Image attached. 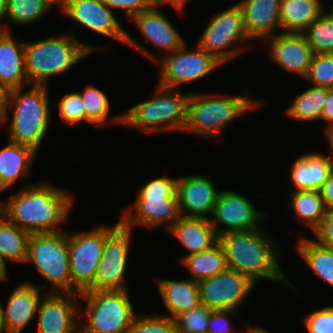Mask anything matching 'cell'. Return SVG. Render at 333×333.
<instances>
[{
  "mask_svg": "<svg viewBox=\"0 0 333 333\" xmlns=\"http://www.w3.org/2000/svg\"><path fill=\"white\" fill-rule=\"evenodd\" d=\"M148 4L151 8H160L163 5H170L174 9L178 10V12L182 11L187 0H147ZM160 6V7H159Z\"/></svg>",
  "mask_w": 333,
  "mask_h": 333,
  "instance_id": "obj_47",
  "label": "cell"
},
{
  "mask_svg": "<svg viewBox=\"0 0 333 333\" xmlns=\"http://www.w3.org/2000/svg\"><path fill=\"white\" fill-rule=\"evenodd\" d=\"M214 14L206 25L197 45L224 65L235 59L237 55L246 52L245 50L249 48L246 44L252 40L246 32L243 11L238 3ZM233 43L241 45L232 48Z\"/></svg>",
  "mask_w": 333,
  "mask_h": 333,
  "instance_id": "obj_11",
  "label": "cell"
},
{
  "mask_svg": "<svg viewBox=\"0 0 333 333\" xmlns=\"http://www.w3.org/2000/svg\"><path fill=\"white\" fill-rule=\"evenodd\" d=\"M210 313L203 304L180 313L174 318L177 333H208Z\"/></svg>",
  "mask_w": 333,
  "mask_h": 333,
  "instance_id": "obj_38",
  "label": "cell"
},
{
  "mask_svg": "<svg viewBox=\"0 0 333 333\" xmlns=\"http://www.w3.org/2000/svg\"><path fill=\"white\" fill-rule=\"evenodd\" d=\"M6 96L7 90L0 85V125L6 112Z\"/></svg>",
  "mask_w": 333,
  "mask_h": 333,
  "instance_id": "obj_48",
  "label": "cell"
},
{
  "mask_svg": "<svg viewBox=\"0 0 333 333\" xmlns=\"http://www.w3.org/2000/svg\"><path fill=\"white\" fill-rule=\"evenodd\" d=\"M159 9L150 8L142 11L130 20L134 21L140 30L139 33L146 41L154 44L158 50L167 51V53H161L164 56L182 47L186 41Z\"/></svg>",
  "mask_w": 333,
  "mask_h": 333,
  "instance_id": "obj_22",
  "label": "cell"
},
{
  "mask_svg": "<svg viewBox=\"0 0 333 333\" xmlns=\"http://www.w3.org/2000/svg\"><path fill=\"white\" fill-rule=\"evenodd\" d=\"M0 333H7V329L4 321V307L0 300Z\"/></svg>",
  "mask_w": 333,
  "mask_h": 333,
  "instance_id": "obj_50",
  "label": "cell"
},
{
  "mask_svg": "<svg viewBox=\"0 0 333 333\" xmlns=\"http://www.w3.org/2000/svg\"><path fill=\"white\" fill-rule=\"evenodd\" d=\"M321 121H325L324 134L327 139L333 138V89L328 88V97L324 103Z\"/></svg>",
  "mask_w": 333,
  "mask_h": 333,
  "instance_id": "obj_45",
  "label": "cell"
},
{
  "mask_svg": "<svg viewBox=\"0 0 333 333\" xmlns=\"http://www.w3.org/2000/svg\"><path fill=\"white\" fill-rule=\"evenodd\" d=\"M332 154L325 156L318 152H307L295 159L290 169V179L294 191H320L333 172V138L327 139Z\"/></svg>",
  "mask_w": 333,
  "mask_h": 333,
  "instance_id": "obj_21",
  "label": "cell"
},
{
  "mask_svg": "<svg viewBox=\"0 0 333 333\" xmlns=\"http://www.w3.org/2000/svg\"><path fill=\"white\" fill-rule=\"evenodd\" d=\"M83 99V106L86 113V122L97 128L108 125H122L123 114L115 115L109 119L110 101L108 96L99 88L89 84L79 91Z\"/></svg>",
  "mask_w": 333,
  "mask_h": 333,
  "instance_id": "obj_34",
  "label": "cell"
},
{
  "mask_svg": "<svg viewBox=\"0 0 333 333\" xmlns=\"http://www.w3.org/2000/svg\"><path fill=\"white\" fill-rule=\"evenodd\" d=\"M30 233L0 214V265L7 271L6 261L25 263Z\"/></svg>",
  "mask_w": 333,
  "mask_h": 333,
  "instance_id": "obj_29",
  "label": "cell"
},
{
  "mask_svg": "<svg viewBox=\"0 0 333 333\" xmlns=\"http://www.w3.org/2000/svg\"><path fill=\"white\" fill-rule=\"evenodd\" d=\"M125 333H177L174 318L162 314H136Z\"/></svg>",
  "mask_w": 333,
  "mask_h": 333,
  "instance_id": "obj_37",
  "label": "cell"
},
{
  "mask_svg": "<svg viewBox=\"0 0 333 333\" xmlns=\"http://www.w3.org/2000/svg\"><path fill=\"white\" fill-rule=\"evenodd\" d=\"M291 194V201L287 207L290 206L295 215L313 233L320 226L328 211L320 191L299 190L292 191Z\"/></svg>",
  "mask_w": 333,
  "mask_h": 333,
  "instance_id": "obj_32",
  "label": "cell"
},
{
  "mask_svg": "<svg viewBox=\"0 0 333 333\" xmlns=\"http://www.w3.org/2000/svg\"><path fill=\"white\" fill-rule=\"evenodd\" d=\"M320 194L327 210H333V172L321 187Z\"/></svg>",
  "mask_w": 333,
  "mask_h": 333,
  "instance_id": "obj_46",
  "label": "cell"
},
{
  "mask_svg": "<svg viewBox=\"0 0 333 333\" xmlns=\"http://www.w3.org/2000/svg\"><path fill=\"white\" fill-rule=\"evenodd\" d=\"M200 303L211 310H236L257 286L247 275L226 269L198 282Z\"/></svg>",
  "mask_w": 333,
  "mask_h": 333,
  "instance_id": "obj_14",
  "label": "cell"
},
{
  "mask_svg": "<svg viewBox=\"0 0 333 333\" xmlns=\"http://www.w3.org/2000/svg\"><path fill=\"white\" fill-rule=\"evenodd\" d=\"M25 88H29V90L27 89L23 93ZM48 89V85L32 84L10 89L6 96V112L1 125L9 120V108L13 109L8 128V140L29 147L36 153H38L51 123Z\"/></svg>",
  "mask_w": 333,
  "mask_h": 333,
  "instance_id": "obj_3",
  "label": "cell"
},
{
  "mask_svg": "<svg viewBox=\"0 0 333 333\" xmlns=\"http://www.w3.org/2000/svg\"><path fill=\"white\" fill-rule=\"evenodd\" d=\"M313 234L318 243L333 249V210L327 211L320 226L313 232Z\"/></svg>",
  "mask_w": 333,
  "mask_h": 333,
  "instance_id": "obj_44",
  "label": "cell"
},
{
  "mask_svg": "<svg viewBox=\"0 0 333 333\" xmlns=\"http://www.w3.org/2000/svg\"><path fill=\"white\" fill-rule=\"evenodd\" d=\"M304 79L313 86L333 89V54H313Z\"/></svg>",
  "mask_w": 333,
  "mask_h": 333,
  "instance_id": "obj_39",
  "label": "cell"
},
{
  "mask_svg": "<svg viewBox=\"0 0 333 333\" xmlns=\"http://www.w3.org/2000/svg\"><path fill=\"white\" fill-rule=\"evenodd\" d=\"M265 40L272 62L289 74L306 77L314 53L303 34L280 32Z\"/></svg>",
  "mask_w": 333,
  "mask_h": 333,
  "instance_id": "obj_18",
  "label": "cell"
},
{
  "mask_svg": "<svg viewBox=\"0 0 333 333\" xmlns=\"http://www.w3.org/2000/svg\"><path fill=\"white\" fill-rule=\"evenodd\" d=\"M219 192L210 178L189 175L177 178V195L181 216L207 218L211 215Z\"/></svg>",
  "mask_w": 333,
  "mask_h": 333,
  "instance_id": "obj_19",
  "label": "cell"
},
{
  "mask_svg": "<svg viewBox=\"0 0 333 333\" xmlns=\"http://www.w3.org/2000/svg\"><path fill=\"white\" fill-rule=\"evenodd\" d=\"M236 310H211L208 333H233V325L229 317L235 316Z\"/></svg>",
  "mask_w": 333,
  "mask_h": 333,
  "instance_id": "obj_42",
  "label": "cell"
},
{
  "mask_svg": "<svg viewBox=\"0 0 333 333\" xmlns=\"http://www.w3.org/2000/svg\"><path fill=\"white\" fill-rule=\"evenodd\" d=\"M328 97V88L316 87L310 88L296 95L284 115L287 118L299 122H313L321 119L324 103Z\"/></svg>",
  "mask_w": 333,
  "mask_h": 333,
  "instance_id": "obj_31",
  "label": "cell"
},
{
  "mask_svg": "<svg viewBox=\"0 0 333 333\" xmlns=\"http://www.w3.org/2000/svg\"><path fill=\"white\" fill-rule=\"evenodd\" d=\"M104 244L105 225L86 232H68L71 293L81 294L95 284Z\"/></svg>",
  "mask_w": 333,
  "mask_h": 333,
  "instance_id": "obj_12",
  "label": "cell"
},
{
  "mask_svg": "<svg viewBox=\"0 0 333 333\" xmlns=\"http://www.w3.org/2000/svg\"><path fill=\"white\" fill-rule=\"evenodd\" d=\"M190 92L167 88L159 84L150 99L123 112V125L146 134L165 131L183 132L186 123L187 101Z\"/></svg>",
  "mask_w": 333,
  "mask_h": 333,
  "instance_id": "obj_7",
  "label": "cell"
},
{
  "mask_svg": "<svg viewBox=\"0 0 333 333\" xmlns=\"http://www.w3.org/2000/svg\"><path fill=\"white\" fill-rule=\"evenodd\" d=\"M68 31L45 40L24 41L25 67L29 84L47 85L48 78L67 73L82 58L98 50H109L80 42Z\"/></svg>",
  "mask_w": 333,
  "mask_h": 333,
  "instance_id": "obj_5",
  "label": "cell"
},
{
  "mask_svg": "<svg viewBox=\"0 0 333 333\" xmlns=\"http://www.w3.org/2000/svg\"><path fill=\"white\" fill-rule=\"evenodd\" d=\"M132 232L120 220L112 227L105 225V244L95 284L88 291L128 289L124 282Z\"/></svg>",
  "mask_w": 333,
  "mask_h": 333,
  "instance_id": "obj_13",
  "label": "cell"
},
{
  "mask_svg": "<svg viewBox=\"0 0 333 333\" xmlns=\"http://www.w3.org/2000/svg\"><path fill=\"white\" fill-rule=\"evenodd\" d=\"M73 195L50 181L28 183L1 201V214L30 234L59 232L71 214Z\"/></svg>",
  "mask_w": 333,
  "mask_h": 333,
  "instance_id": "obj_1",
  "label": "cell"
},
{
  "mask_svg": "<svg viewBox=\"0 0 333 333\" xmlns=\"http://www.w3.org/2000/svg\"><path fill=\"white\" fill-rule=\"evenodd\" d=\"M314 54H333V14L323 12L302 33Z\"/></svg>",
  "mask_w": 333,
  "mask_h": 333,
  "instance_id": "obj_35",
  "label": "cell"
},
{
  "mask_svg": "<svg viewBox=\"0 0 333 333\" xmlns=\"http://www.w3.org/2000/svg\"><path fill=\"white\" fill-rule=\"evenodd\" d=\"M36 155L31 148L8 140V144L0 149V192L12 186L19 178L28 176Z\"/></svg>",
  "mask_w": 333,
  "mask_h": 333,
  "instance_id": "obj_28",
  "label": "cell"
},
{
  "mask_svg": "<svg viewBox=\"0 0 333 333\" xmlns=\"http://www.w3.org/2000/svg\"><path fill=\"white\" fill-rule=\"evenodd\" d=\"M211 215L213 217L209 216V221L217 236L230 232L260 229L262 227L259 223L266 216L257 210L248 197L234 190L219 192ZM221 226L226 228H221Z\"/></svg>",
  "mask_w": 333,
  "mask_h": 333,
  "instance_id": "obj_15",
  "label": "cell"
},
{
  "mask_svg": "<svg viewBox=\"0 0 333 333\" xmlns=\"http://www.w3.org/2000/svg\"><path fill=\"white\" fill-rule=\"evenodd\" d=\"M80 298L87 303L80 309V318L86 316L80 333H125L136 316L128 289L86 291Z\"/></svg>",
  "mask_w": 333,
  "mask_h": 333,
  "instance_id": "obj_10",
  "label": "cell"
},
{
  "mask_svg": "<svg viewBox=\"0 0 333 333\" xmlns=\"http://www.w3.org/2000/svg\"><path fill=\"white\" fill-rule=\"evenodd\" d=\"M156 63L161 68L159 85L179 89L181 85L197 81L223 64L213 55L196 45L188 52L186 43L179 49L157 58L126 32L125 44Z\"/></svg>",
  "mask_w": 333,
  "mask_h": 333,
  "instance_id": "obj_8",
  "label": "cell"
},
{
  "mask_svg": "<svg viewBox=\"0 0 333 333\" xmlns=\"http://www.w3.org/2000/svg\"><path fill=\"white\" fill-rule=\"evenodd\" d=\"M329 11L333 14V5H332V8H330Z\"/></svg>",
  "mask_w": 333,
  "mask_h": 333,
  "instance_id": "obj_54",
  "label": "cell"
},
{
  "mask_svg": "<svg viewBox=\"0 0 333 333\" xmlns=\"http://www.w3.org/2000/svg\"><path fill=\"white\" fill-rule=\"evenodd\" d=\"M70 0H48L52 6H58L61 10Z\"/></svg>",
  "mask_w": 333,
  "mask_h": 333,
  "instance_id": "obj_51",
  "label": "cell"
},
{
  "mask_svg": "<svg viewBox=\"0 0 333 333\" xmlns=\"http://www.w3.org/2000/svg\"><path fill=\"white\" fill-rule=\"evenodd\" d=\"M156 281L165 307L169 311V314L162 315L175 318L180 313L201 304L197 281L191 278L183 281L168 279H157Z\"/></svg>",
  "mask_w": 333,
  "mask_h": 333,
  "instance_id": "obj_26",
  "label": "cell"
},
{
  "mask_svg": "<svg viewBox=\"0 0 333 333\" xmlns=\"http://www.w3.org/2000/svg\"><path fill=\"white\" fill-rule=\"evenodd\" d=\"M59 117L64 125H74L86 122V113L81 94L77 92L66 93L58 103Z\"/></svg>",
  "mask_w": 333,
  "mask_h": 333,
  "instance_id": "obj_40",
  "label": "cell"
},
{
  "mask_svg": "<svg viewBox=\"0 0 333 333\" xmlns=\"http://www.w3.org/2000/svg\"><path fill=\"white\" fill-rule=\"evenodd\" d=\"M322 0H281V33L302 34L324 11Z\"/></svg>",
  "mask_w": 333,
  "mask_h": 333,
  "instance_id": "obj_27",
  "label": "cell"
},
{
  "mask_svg": "<svg viewBox=\"0 0 333 333\" xmlns=\"http://www.w3.org/2000/svg\"><path fill=\"white\" fill-rule=\"evenodd\" d=\"M25 263L52 284L47 292L71 293L68 231L30 234Z\"/></svg>",
  "mask_w": 333,
  "mask_h": 333,
  "instance_id": "obj_9",
  "label": "cell"
},
{
  "mask_svg": "<svg viewBox=\"0 0 333 333\" xmlns=\"http://www.w3.org/2000/svg\"><path fill=\"white\" fill-rule=\"evenodd\" d=\"M302 321L308 333H333V306L309 312Z\"/></svg>",
  "mask_w": 333,
  "mask_h": 333,
  "instance_id": "obj_41",
  "label": "cell"
},
{
  "mask_svg": "<svg viewBox=\"0 0 333 333\" xmlns=\"http://www.w3.org/2000/svg\"><path fill=\"white\" fill-rule=\"evenodd\" d=\"M181 262L190 273V278L197 282L213 277L227 269L225 254L218 242L209 250L183 256Z\"/></svg>",
  "mask_w": 333,
  "mask_h": 333,
  "instance_id": "obj_33",
  "label": "cell"
},
{
  "mask_svg": "<svg viewBox=\"0 0 333 333\" xmlns=\"http://www.w3.org/2000/svg\"><path fill=\"white\" fill-rule=\"evenodd\" d=\"M247 94L229 96L227 93L190 92L183 132L213 140L218 138L217 142L220 141V136L228 124L263 106V99L257 101Z\"/></svg>",
  "mask_w": 333,
  "mask_h": 333,
  "instance_id": "obj_4",
  "label": "cell"
},
{
  "mask_svg": "<svg viewBox=\"0 0 333 333\" xmlns=\"http://www.w3.org/2000/svg\"><path fill=\"white\" fill-rule=\"evenodd\" d=\"M53 7L48 0H7L6 19L18 25L37 22Z\"/></svg>",
  "mask_w": 333,
  "mask_h": 333,
  "instance_id": "obj_36",
  "label": "cell"
},
{
  "mask_svg": "<svg viewBox=\"0 0 333 333\" xmlns=\"http://www.w3.org/2000/svg\"><path fill=\"white\" fill-rule=\"evenodd\" d=\"M60 11L76 24L125 44L126 30L101 0H70Z\"/></svg>",
  "mask_w": 333,
  "mask_h": 333,
  "instance_id": "obj_17",
  "label": "cell"
},
{
  "mask_svg": "<svg viewBox=\"0 0 333 333\" xmlns=\"http://www.w3.org/2000/svg\"><path fill=\"white\" fill-rule=\"evenodd\" d=\"M131 209L135 211L133 214ZM131 209L124 210L120 222L127 228L142 226L154 229L166 223L169 230L181 217L177 195V178L167 175L143 184Z\"/></svg>",
  "mask_w": 333,
  "mask_h": 333,
  "instance_id": "obj_6",
  "label": "cell"
},
{
  "mask_svg": "<svg viewBox=\"0 0 333 333\" xmlns=\"http://www.w3.org/2000/svg\"><path fill=\"white\" fill-rule=\"evenodd\" d=\"M245 333H268V332L259 326H253L249 328L247 332L245 331Z\"/></svg>",
  "mask_w": 333,
  "mask_h": 333,
  "instance_id": "obj_52",
  "label": "cell"
},
{
  "mask_svg": "<svg viewBox=\"0 0 333 333\" xmlns=\"http://www.w3.org/2000/svg\"><path fill=\"white\" fill-rule=\"evenodd\" d=\"M7 271H5L2 266L0 265V282L7 281L8 275Z\"/></svg>",
  "mask_w": 333,
  "mask_h": 333,
  "instance_id": "obj_53",
  "label": "cell"
},
{
  "mask_svg": "<svg viewBox=\"0 0 333 333\" xmlns=\"http://www.w3.org/2000/svg\"><path fill=\"white\" fill-rule=\"evenodd\" d=\"M7 15V0H0V21L6 18ZM0 30L9 31L5 25L0 26Z\"/></svg>",
  "mask_w": 333,
  "mask_h": 333,
  "instance_id": "obj_49",
  "label": "cell"
},
{
  "mask_svg": "<svg viewBox=\"0 0 333 333\" xmlns=\"http://www.w3.org/2000/svg\"><path fill=\"white\" fill-rule=\"evenodd\" d=\"M281 0H241L238 5L244 15V25L251 40L272 37L280 26ZM275 30V32H274Z\"/></svg>",
  "mask_w": 333,
  "mask_h": 333,
  "instance_id": "obj_23",
  "label": "cell"
},
{
  "mask_svg": "<svg viewBox=\"0 0 333 333\" xmlns=\"http://www.w3.org/2000/svg\"><path fill=\"white\" fill-rule=\"evenodd\" d=\"M270 237L262 227L222 234L218 243L223 248L228 269L247 275L257 285L263 278L283 282L296 293L297 289L281 270L279 247Z\"/></svg>",
  "mask_w": 333,
  "mask_h": 333,
  "instance_id": "obj_2",
  "label": "cell"
},
{
  "mask_svg": "<svg viewBox=\"0 0 333 333\" xmlns=\"http://www.w3.org/2000/svg\"><path fill=\"white\" fill-rule=\"evenodd\" d=\"M47 285L39 287L25 281L13 289L4 307V321L7 333H21L30 321L38 314L39 304L47 293ZM45 291L44 293H42ZM42 293V294H41Z\"/></svg>",
  "mask_w": 333,
  "mask_h": 333,
  "instance_id": "obj_20",
  "label": "cell"
},
{
  "mask_svg": "<svg viewBox=\"0 0 333 333\" xmlns=\"http://www.w3.org/2000/svg\"><path fill=\"white\" fill-rule=\"evenodd\" d=\"M299 237L295 251L315 274L333 287V249L321 245L315 239Z\"/></svg>",
  "mask_w": 333,
  "mask_h": 333,
  "instance_id": "obj_30",
  "label": "cell"
},
{
  "mask_svg": "<svg viewBox=\"0 0 333 333\" xmlns=\"http://www.w3.org/2000/svg\"><path fill=\"white\" fill-rule=\"evenodd\" d=\"M167 231L189 252L185 256L209 250L218 242V236L207 218L181 216Z\"/></svg>",
  "mask_w": 333,
  "mask_h": 333,
  "instance_id": "obj_25",
  "label": "cell"
},
{
  "mask_svg": "<svg viewBox=\"0 0 333 333\" xmlns=\"http://www.w3.org/2000/svg\"><path fill=\"white\" fill-rule=\"evenodd\" d=\"M110 9H117L126 11L129 19L133 16L140 14L142 11L150 9L147 0H101Z\"/></svg>",
  "mask_w": 333,
  "mask_h": 333,
  "instance_id": "obj_43",
  "label": "cell"
},
{
  "mask_svg": "<svg viewBox=\"0 0 333 333\" xmlns=\"http://www.w3.org/2000/svg\"><path fill=\"white\" fill-rule=\"evenodd\" d=\"M80 294L47 292L38 308L39 333H79ZM79 307V308H78Z\"/></svg>",
  "mask_w": 333,
  "mask_h": 333,
  "instance_id": "obj_16",
  "label": "cell"
},
{
  "mask_svg": "<svg viewBox=\"0 0 333 333\" xmlns=\"http://www.w3.org/2000/svg\"><path fill=\"white\" fill-rule=\"evenodd\" d=\"M0 85L7 91L30 85L25 67L24 41L4 30H0Z\"/></svg>",
  "mask_w": 333,
  "mask_h": 333,
  "instance_id": "obj_24",
  "label": "cell"
}]
</instances>
